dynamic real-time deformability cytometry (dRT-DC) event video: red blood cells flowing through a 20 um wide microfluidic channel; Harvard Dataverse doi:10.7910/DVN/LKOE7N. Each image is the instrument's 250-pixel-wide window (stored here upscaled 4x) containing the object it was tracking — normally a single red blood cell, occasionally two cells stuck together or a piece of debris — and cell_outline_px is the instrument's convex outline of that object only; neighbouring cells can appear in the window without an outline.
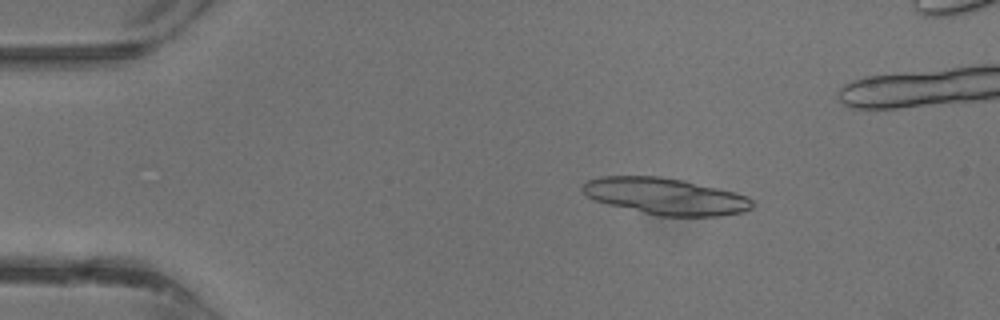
{"species": "common noctule bat (a hibernating species)", "species_latin": "Nyctalus noctula", "temperature_condition": "warm", "stored_images_in_passage": 38, "segment_of_instrument_passage": [1, 2], "camera_frame_rate_fps": 3000, "um_per_image_px": 0.085, "animal": {"sex": "male", "body_mass_g": 13.3}, "frame": {"image": 1, "passage_image": 6, "time_ms": 1.667, "image_size_px": [1000, 320], "cell_outline_px": [[756, 204], [752, 208], [744, 212], [720, 216], [660, 216], [608, 204], [596, 200], [588, 196], [580, 188], [588, 180], [600, 176], [660, 176], [680, 180], [736, 192], [752, 200]], "centroid_in_image_um": [56.59, 16.69], "position_along_channel_um": 28.4, "area_um2": 35.95}}